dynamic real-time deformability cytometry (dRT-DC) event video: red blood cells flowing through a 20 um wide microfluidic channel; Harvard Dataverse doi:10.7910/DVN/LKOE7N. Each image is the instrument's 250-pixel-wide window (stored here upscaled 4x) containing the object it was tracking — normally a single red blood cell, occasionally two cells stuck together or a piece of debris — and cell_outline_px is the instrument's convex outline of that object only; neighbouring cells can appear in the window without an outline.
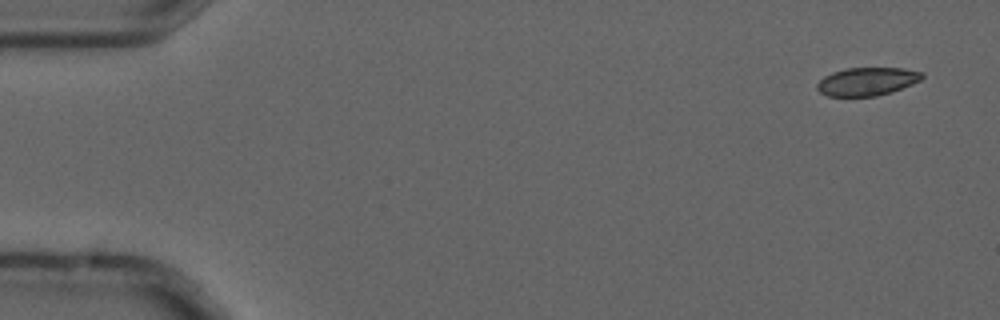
{"species": "common noctule bat (a hibernating species)", "species_latin": "Nyctalus noctula", "temperature_condition": "cold", "stored_images_in_passage": 5, "camera_frame_rate_fps": 3000, "um_per_image_px": 0.085, "animal": {"sex": "male", "forearm_length_mm": 52.5}, "frame": {"image": 1, "passage_image": 1, "time_ms": 0.0, "image_size_px": [1000, 320], "cell_outline_px": [[924, 76], [920, 80], [912, 84], [892, 92], [876, 96], [828, 96], [820, 92], [816, 88], [816, 84], [824, 76], [832, 72], [844, 68], [904, 68], [924, 72]], "centroid_in_image_um": [73.7, 6.92], "position_along_channel_um": 11.3, "area_um2": 17.34}}
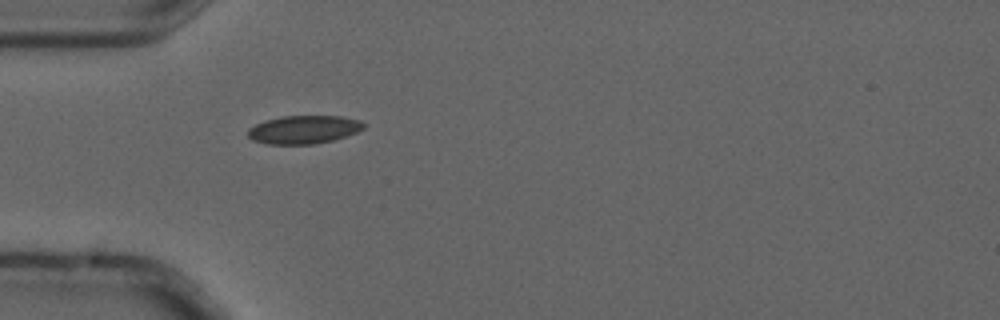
{"frame": {"image": 2, "passage_image": 5, "time_ms": 1.333, "image_size_px": [1000, 320], "cell_outline_px": [[364, 128], [356, 132], [332, 140], [312, 144], [268, 144], [252, 140], [248, 136], [248, 128], [256, 124], [280, 116], [340, 116], [360, 120], [364, 124]], "centroid_in_image_um": [25.8, 11.01], "position_along_channel_um": 59.2, "area_um2": 18.84}}